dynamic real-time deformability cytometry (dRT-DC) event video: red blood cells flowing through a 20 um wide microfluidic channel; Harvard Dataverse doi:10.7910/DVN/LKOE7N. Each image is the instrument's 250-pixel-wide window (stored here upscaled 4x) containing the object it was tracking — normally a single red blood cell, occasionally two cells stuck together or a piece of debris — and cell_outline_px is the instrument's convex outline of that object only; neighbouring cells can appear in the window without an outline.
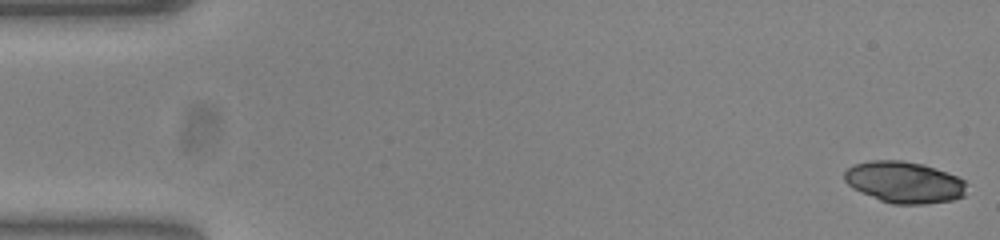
{"species": "common noctule bat (a hibernating species)", "species_latin": "Nyctalus noctula", "temperature_condition": "warm", "stored_images_in_passage": 53, "camera_frame_rate_fps": 3000, "um_per_image_px": 0.085, "animal": {"sex": "female", "body_mass_g": 23.0, "forearm_length_mm": 53.4}, "frame": {"image": 1, "passage_image": 1, "time_ms": 0.0, "image_size_px": [1000, 240], "cell_outline_px": [[968, 184], [964, 196], [952, 200], [924, 204], [892, 204], [880, 200], [860, 192], [852, 188], [844, 180], [844, 172], [848, 168], [856, 164], [872, 160], [900, 160], [924, 164], [956, 176], [964, 180]], "centroid_in_image_um": [76.87, 15.49], "position_along_channel_um": 8.1, "area_um2": 29.59}}